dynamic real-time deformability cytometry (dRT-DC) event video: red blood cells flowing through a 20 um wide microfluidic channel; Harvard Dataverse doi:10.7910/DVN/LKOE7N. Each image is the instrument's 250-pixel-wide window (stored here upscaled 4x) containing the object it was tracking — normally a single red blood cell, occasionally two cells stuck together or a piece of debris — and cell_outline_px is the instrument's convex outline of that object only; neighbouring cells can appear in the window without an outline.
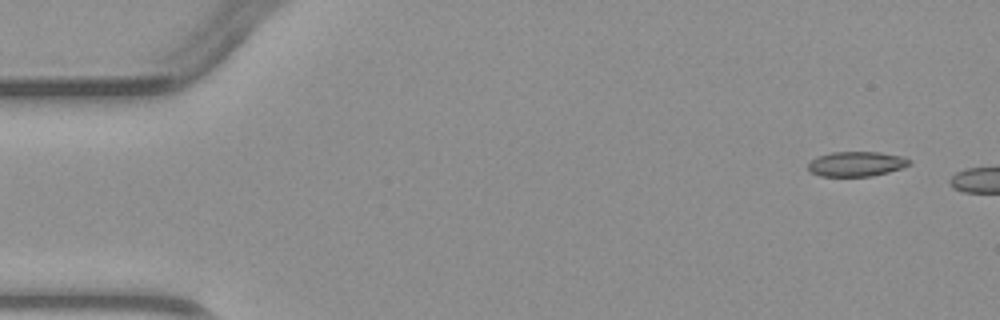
{"species": "common noctule bat (a hibernating species)", "species_latin": "Nyctalus noctula", "temperature_condition": "warm", "stored_images_in_passage": 3, "camera_frame_rate_fps": 3000, "um_per_image_px": 0.085, "animal": {"sex": "male", "body_mass_g": 23.1, "forearm_length_mm": 52.7}, "frame": {"image": 1, "passage_image": 1, "time_ms": 0.0, "image_size_px": [1000, 320], "cell_outline_px": [[908, 164], [904, 168], [872, 176], [820, 176], [812, 172], [808, 168], [808, 164], [816, 156], [832, 152], [880, 152], [900, 156], [908, 160]], "centroid_in_image_um": [72.76, 13.93], "position_along_channel_um": 12.2, "area_um2": 14.51}}